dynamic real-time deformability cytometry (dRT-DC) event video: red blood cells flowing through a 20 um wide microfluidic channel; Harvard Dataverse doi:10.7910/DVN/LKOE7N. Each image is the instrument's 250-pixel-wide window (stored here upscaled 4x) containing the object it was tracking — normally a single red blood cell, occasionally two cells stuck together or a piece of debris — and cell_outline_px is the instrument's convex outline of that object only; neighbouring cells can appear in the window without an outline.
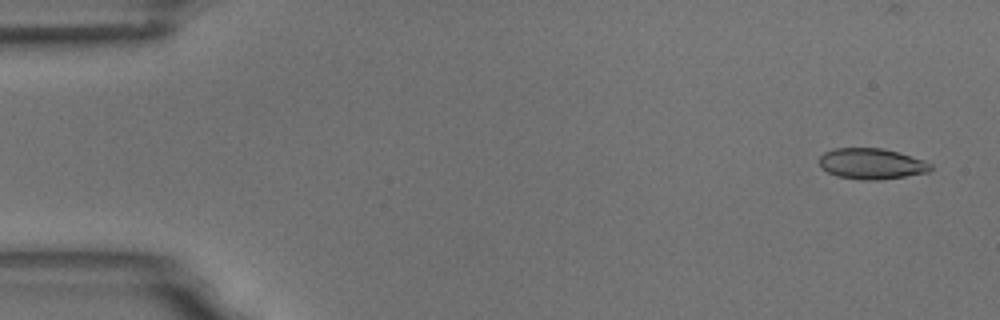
{"species": "common noctule bat (a hibernating species)", "species_latin": "Nyctalus noctula", "temperature_condition": "room temperature", "stored_images_in_passage": 6, "camera_frame_rate_fps": 3000, "um_per_image_px": 0.085, "animal": {"sex": "male", "body_mass_g": 18.8}, "frame": {"image": 1, "passage_image": 1, "time_ms": 0.0, "image_size_px": [1000, 320], "cell_outline_px": [[932, 168], [928, 172], [904, 176], [876, 180], [864, 180], [836, 176], [820, 168], [816, 160], [824, 152], [832, 148], [884, 148], [924, 160], [932, 164]], "centroid_in_image_um": [74.02, 13.91], "position_along_channel_um": 11.0, "area_um2": 20.17}}
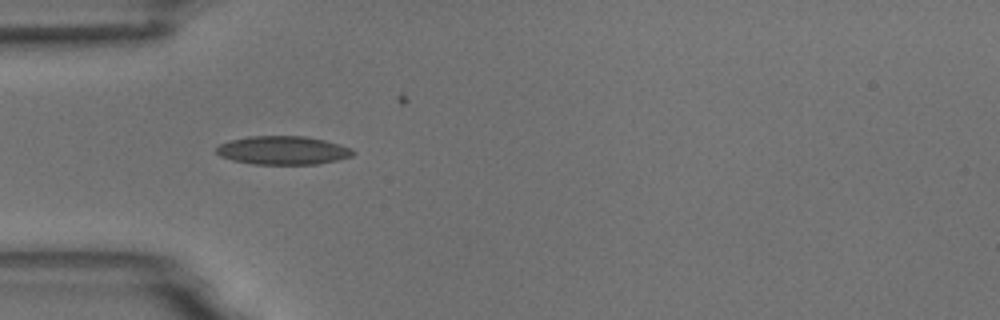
{"frame": {"image": 2, "passage_image": 5, "time_ms": 4.667, "image_size_px": [1000, 320], "cell_outline_px": [[356, 152], [352, 156], [320, 164], [252, 164], [232, 160], [220, 156], [216, 152], [216, 148], [220, 144], [228, 140], [248, 136], [304, 136], [324, 140], [352, 148]], "centroid_in_image_um": [24.03, 12.78], "position_along_channel_um": 61.0, "area_um2": 22.77}}